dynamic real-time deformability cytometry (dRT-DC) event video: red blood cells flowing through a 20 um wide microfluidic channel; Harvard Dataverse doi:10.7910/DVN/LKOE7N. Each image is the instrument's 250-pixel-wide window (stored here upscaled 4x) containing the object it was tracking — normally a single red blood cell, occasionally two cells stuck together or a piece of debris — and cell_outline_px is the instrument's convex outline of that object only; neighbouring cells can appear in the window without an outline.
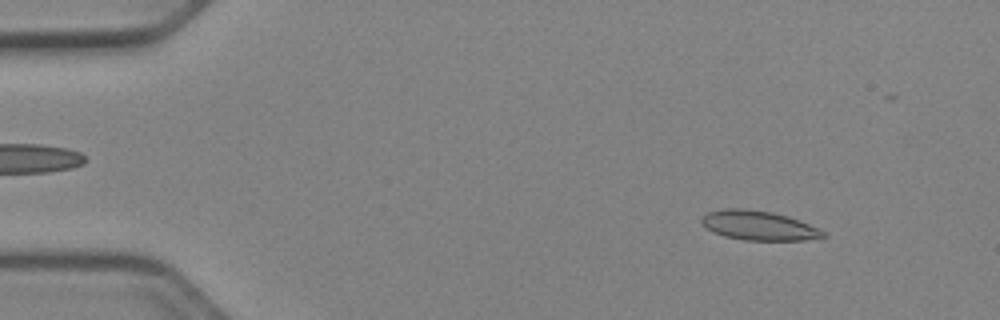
{"species": "Egyptian fruit bat (a non-hibernating species)", "species_latin": "Rousettus aegyptiacus", "temperature_condition": "cold", "stored_images_in_passage": 51, "camera_frame_rate_fps": 3000, "um_per_image_px": 0.085, "animal": {"sex": "female"}, "frame": {"image": 1, "passage_image": 6, "time_ms": 1.667, "image_size_px": [1000, 320], "cell_outline_px": [[824, 236], [804, 240], [744, 240], [724, 236], [712, 232], [700, 220], [708, 212], [724, 208], [744, 208], [772, 212], [788, 216], [808, 224], [824, 232]], "centroid_in_image_um": [64.44, 19.16], "position_along_channel_um": 20.6, "area_um2": 20.52}}
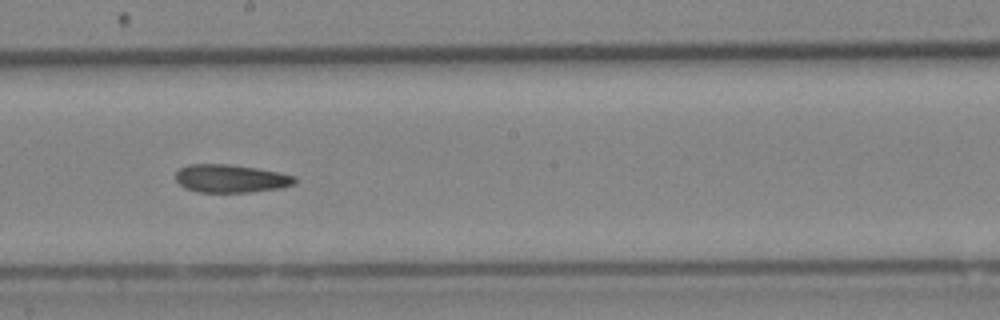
{"frame": {"image": 2, "passage_image": 29, "time_ms": 9.333, "image_size_px": [1000, 320], "cell_outline_px": [[296, 184], [280, 188], [248, 192], [200, 192], [184, 188], [176, 180], [176, 172], [180, 168], [188, 164], [228, 164], [256, 168], [280, 172], [296, 176]], "centroid_in_image_um": [19.63, 15.17], "position_along_channel_um": 228.6, "area_um2": 19.54}}
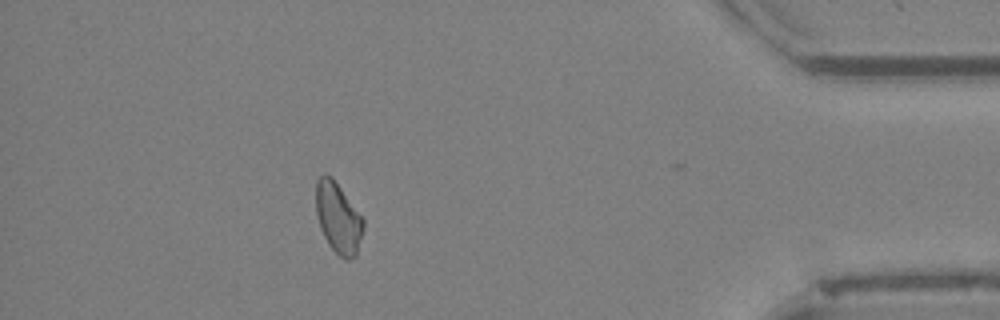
{"frame": {"image": 3, "passage_image": 46, "time_ms": 15.0, "image_size_px": [1000, 320], "cell_outline_px": [[364, 228], [356, 256], [348, 260], [344, 260], [328, 244], [320, 228], [316, 212], [316, 180], [324, 172], [332, 176], [364, 220]], "centroid_in_image_um": [28.74, 18.52], "position_along_channel_um": 406.5, "area_um2": 19.54}, "authors_computed_cell_mechanics": {"area_um2": 19.8832, "velocity_mm_per_s": 3.9403, "shape_relaxation_time_tau1_ms": null, "shape_relaxation_time_tau2_ms": 3.6949, "deformation_change_tau1": null, "deformation_change_tau2": 0.0901}}